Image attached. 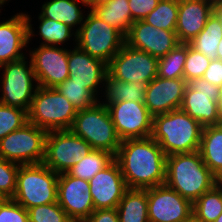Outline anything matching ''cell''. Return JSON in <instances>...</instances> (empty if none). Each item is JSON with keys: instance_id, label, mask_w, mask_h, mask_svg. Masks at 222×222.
Here are the masks:
<instances>
[{"instance_id": "cell-1", "label": "cell", "mask_w": 222, "mask_h": 222, "mask_svg": "<svg viewBox=\"0 0 222 222\" xmlns=\"http://www.w3.org/2000/svg\"><path fill=\"white\" fill-rule=\"evenodd\" d=\"M166 158L151 136L123 140L114 156L127 188L131 189H148L165 184Z\"/></svg>"}, {"instance_id": "cell-2", "label": "cell", "mask_w": 222, "mask_h": 222, "mask_svg": "<svg viewBox=\"0 0 222 222\" xmlns=\"http://www.w3.org/2000/svg\"><path fill=\"white\" fill-rule=\"evenodd\" d=\"M219 182L204 164L199 151L166 158L165 184L192 203Z\"/></svg>"}, {"instance_id": "cell-3", "label": "cell", "mask_w": 222, "mask_h": 222, "mask_svg": "<svg viewBox=\"0 0 222 222\" xmlns=\"http://www.w3.org/2000/svg\"><path fill=\"white\" fill-rule=\"evenodd\" d=\"M203 126L181 109L153 116L151 137L166 156L199 151Z\"/></svg>"}, {"instance_id": "cell-4", "label": "cell", "mask_w": 222, "mask_h": 222, "mask_svg": "<svg viewBox=\"0 0 222 222\" xmlns=\"http://www.w3.org/2000/svg\"><path fill=\"white\" fill-rule=\"evenodd\" d=\"M59 174L44 163L20 165L12 199L26 210L57 202Z\"/></svg>"}, {"instance_id": "cell-5", "label": "cell", "mask_w": 222, "mask_h": 222, "mask_svg": "<svg viewBox=\"0 0 222 222\" xmlns=\"http://www.w3.org/2000/svg\"><path fill=\"white\" fill-rule=\"evenodd\" d=\"M78 110L55 88L38 86L28 110V122L47 132L69 130Z\"/></svg>"}, {"instance_id": "cell-6", "label": "cell", "mask_w": 222, "mask_h": 222, "mask_svg": "<svg viewBox=\"0 0 222 222\" xmlns=\"http://www.w3.org/2000/svg\"><path fill=\"white\" fill-rule=\"evenodd\" d=\"M69 130L83 138L92 149L108 151L114 156L122 142L107 107L99 101L88 109L78 110Z\"/></svg>"}, {"instance_id": "cell-7", "label": "cell", "mask_w": 222, "mask_h": 222, "mask_svg": "<svg viewBox=\"0 0 222 222\" xmlns=\"http://www.w3.org/2000/svg\"><path fill=\"white\" fill-rule=\"evenodd\" d=\"M77 47L107 65L125 43V36L90 10L75 32Z\"/></svg>"}, {"instance_id": "cell-8", "label": "cell", "mask_w": 222, "mask_h": 222, "mask_svg": "<svg viewBox=\"0 0 222 222\" xmlns=\"http://www.w3.org/2000/svg\"><path fill=\"white\" fill-rule=\"evenodd\" d=\"M47 133L26 123L0 140V157L20 165L43 163Z\"/></svg>"}, {"instance_id": "cell-9", "label": "cell", "mask_w": 222, "mask_h": 222, "mask_svg": "<svg viewBox=\"0 0 222 222\" xmlns=\"http://www.w3.org/2000/svg\"><path fill=\"white\" fill-rule=\"evenodd\" d=\"M92 150L83 138L70 130L50 131L46 137L43 163L58 174L65 173Z\"/></svg>"}, {"instance_id": "cell-10", "label": "cell", "mask_w": 222, "mask_h": 222, "mask_svg": "<svg viewBox=\"0 0 222 222\" xmlns=\"http://www.w3.org/2000/svg\"><path fill=\"white\" fill-rule=\"evenodd\" d=\"M29 67L25 61V57L4 63L0 68L4 67L2 77V96L0 103L12 107H18L28 112L34 93L38 85L35 86L32 81L37 82L33 71L32 62L30 60Z\"/></svg>"}, {"instance_id": "cell-11", "label": "cell", "mask_w": 222, "mask_h": 222, "mask_svg": "<svg viewBox=\"0 0 222 222\" xmlns=\"http://www.w3.org/2000/svg\"><path fill=\"white\" fill-rule=\"evenodd\" d=\"M159 58L124 43L107 65L108 74L123 82L150 83L158 75Z\"/></svg>"}, {"instance_id": "cell-12", "label": "cell", "mask_w": 222, "mask_h": 222, "mask_svg": "<svg viewBox=\"0 0 222 222\" xmlns=\"http://www.w3.org/2000/svg\"><path fill=\"white\" fill-rule=\"evenodd\" d=\"M119 138H146L152 135L153 115L144 103L120 101L106 106Z\"/></svg>"}, {"instance_id": "cell-13", "label": "cell", "mask_w": 222, "mask_h": 222, "mask_svg": "<svg viewBox=\"0 0 222 222\" xmlns=\"http://www.w3.org/2000/svg\"><path fill=\"white\" fill-rule=\"evenodd\" d=\"M149 222H187L193 203L166 184L147 189Z\"/></svg>"}, {"instance_id": "cell-14", "label": "cell", "mask_w": 222, "mask_h": 222, "mask_svg": "<svg viewBox=\"0 0 222 222\" xmlns=\"http://www.w3.org/2000/svg\"><path fill=\"white\" fill-rule=\"evenodd\" d=\"M220 88L203 78L188 82L180 109L203 127L219 125L217 99Z\"/></svg>"}, {"instance_id": "cell-15", "label": "cell", "mask_w": 222, "mask_h": 222, "mask_svg": "<svg viewBox=\"0 0 222 222\" xmlns=\"http://www.w3.org/2000/svg\"><path fill=\"white\" fill-rule=\"evenodd\" d=\"M57 203L73 222H84L95 210L89 181L67 172L59 174Z\"/></svg>"}, {"instance_id": "cell-16", "label": "cell", "mask_w": 222, "mask_h": 222, "mask_svg": "<svg viewBox=\"0 0 222 222\" xmlns=\"http://www.w3.org/2000/svg\"><path fill=\"white\" fill-rule=\"evenodd\" d=\"M30 56L38 86L56 88L69 77L67 49L40 45Z\"/></svg>"}, {"instance_id": "cell-17", "label": "cell", "mask_w": 222, "mask_h": 222, "mask_svg": "<svg viewBox=\"0 0 222 222\" xmlns=\"http://www.w3.org/2000/svg\"><path fill=\"white\" fill-rule=\"evenodd\" d=\"M125 43L157 58L166 55L180 44L175 31L157 29L143 20L133 22L125 36Z\"/></svg>"}, {"instance_id": "cell-18", "label": "cell", "mask_w": 222, "mask_h": 222, "mask_svg": "<svg viewBox=\"0 0 222 222\" xmlns=\"http://www.w3.org/2000/svg\"><path fill=\"white\" fill-rule=\"evenodd\" d=\"M89 185L95 210L116 208L128 189L115 159L92 177Z\"/></svg>"}, {"instance_id": "cell-19", "label": "cell", "mask_w": 222, "mask_h": 222, "mask_svg": "<svg viewBox=\"0 0 222 222\" xmlns=\"http://www.w3.org/2000/svg\"><path fill=\"white\" fill-rule=\"evenodd\" d=\"M187 85L184 79L157 76L148 84L144 104L153 116L180 109Z\"/></svg>"}, {"instance_id": "cell-20", "label": "cell", "mask_w": 222, "mask_h": 222, "mask_svg": "<svg viewBox=\"0 0 222 222\" xmlns=\"http://www.w3.org/2000/svg\"><path fill=\"white\" fill-rule=\"evenodd\" d=\"M33 36L29 15L19 13L0 23V65L24 57L20 51Z\"/></svg>"}, {"instance_id": "cell-21", "label": "cell", "mask_w": 222, "mask_h": 222, "mask_svg": "<svg viewBox=\"0 0 222 222\" xmlns=\"http://www.w3.org/2000/svg\"><path fill=\"white\" fill-rule=\"evenodd\" d=\"M68 70L71 83L84 85L94 96L99 83L104 81L108 73L106 63L91 57L77 46L72 51L68 50Z\"/></svg>"}, {"instance_id": "cell-22", "label": "cell", "mask_w": 222, "mask_h": 222, "mask_svg": "<svg viewBox=\"0 0 222 222\" xmlns=\"http://www.w3.org/2000/svg\"><path fill=\"white\" fill-rule=\"evenodd\" d=\"M214 3L209 0H179L176 34L180 43H189L203 29L213 14Z\"/></svg>"}, {"instance_id": "cell-23", "label": "cell", "mask_w": 222, "mask_h": 222, "mask_svg": "<svg viewBox=\"0 0 222 222\" xmlns=\"http://www.w3.org/2000/svg\"><path fill=\"white\" fill-rule=\"evenodd\" d=\"M199 153L204 164L222 181V125L203 128Z\"/></svg>"}, {"instance_id": "cell-24", "label": "cell", "mask_w": 222, "mask_h": 222, "mask_svg": "<svg viewBox=\"0 0 222 222\" xmlns=\"http://www.w3.org/2000/svg\"><path fill=\"white\" fill-rule=\"evenodd\" d=\"M116 209L119 222H149L147 189L128 188Z\"/></svg>"}, {"instance_id": "cell-25", "label": "cell", "mask_w": 222, "mask_h": 222, "mask_svg": "<svg viewBox=\"0 0 222 222\" xmlns=\"http://www.w3.org/2000/svg\"><path fill=\"white\" fill-rule=\"evenodd\" d=\"M106 84V101L107 103H101L104 106H108L111 103L120 101H134L145 102V94L148 87V82H123L112 78L108 73L104 78Z\"/></svg>"}, {"instance_id": "cell-26", "label": "cell", "mask_w": 222, "mask_h": 222, "mask_svg": "<svg viewBox=\"0 0 222 222\" xmlns=\"http://www.w3.org/2000/svg\"><path fill=\"white\" fill-rule=\"evenodd\" d=\"M93 12L124 36L128 34L133 24L129 0H112L105 5L95 8Z\"/></svg>"}, {"instance_id": "cell-27", "label": "cell", "mask_w": 222, "mask_h": 222, "mask_svg": "<svg viewBox=\"0 0 222 222\" xmlns=\"http://www.w3.org/2000/svg\"><path fill=\"white\" fill-rule=\"evenodd\" d=\"M77 4L76 0H51L42 5L40 15L43 18L59 21L72 28L84 22L83 13Z\"/></svg>"}, {"instance_id": "cell-28", "label": "cell", "mask_w": 222, "mask_h": 222, "mask_svg": "<svg viewBox=\"0 0 222 222\" xmlns=\"http://www.w3.org/2000/svg\"><path fill=\"white\" fill-rule=\"evenodd\" d=\"M222 38V24L213 13L204 29L189 44L211 60L217 59V47Z\"/></svg>"}, {"instance_id": "cell-29", "label": "cell", "mask_w": 222, "mask_h": 222, "mask_svg": "<svg viewBox=\"0 0 222 222\" xmlns=\"http://www.w3.org/2000/svg\"><path fill=\"white\" fill-rule=\"evenodd\" d=\"M222 213V182L193 203V216L201 222H214Z\"/></svg>"}, {"instance_id": "cell-30", "label": "cell", "mask_w": 222, "mask_h": 222, "mask_svg": "<svg viewBox=\"0 0 222 222\" xmlns=\"http://www.w3.org/2000/svg\"><path fill=\"white\" fill-rule=\"evenodd\" d=\"M113 160L114 155L110 152L93 149L67 173L73 177L89 181L99 171L107 167Z\"/></svg>"}, {"instance_id": "cell-31", "label": "cell", "mask_w": 222, "mask_h": 222, "mask_svg": "<svg viewBox=\"0 0 222 222\" xmlns=\"http://www.w3.org/2000/svg\"><path fill=\"white\" fill-rule=\"evenodd\" d=\"M187 56V43H180L166 55L159 58L158 77L184 79V65Z\"/></svg>"}, {"instance_id": "cell-32", "label": "cell", "mask_w": 222, "mask_h": 222, "mask_svg": "<svg viewBox=\"0 0 222 222\" xmlns=\"http://www.w3.org/2000/svg\"><path fill=\"white\" fill-rule=\"evenodd\" d=\"M179 0H160L156 8L143 21L157 29L175 31L178 20Z\"/></svg>"}, {"instance_id": "cell-33", "label": "cell", "mask_w": 222, "mask_h": 222, "mask_svg": "<svg viewBox=\"0 0 222 222\" xmlns=\"http://www.w3.org/2000/svg\"><path fill=\"white\" fill-rule=\"evenodd\" d=\"M77 109H88L97 103L95 97L84 85L71 83L68 78L56 88Z\"/></svg>"}, {"instance_id": "cell-34", "label": "cell", "mask_w": 222, "mask_h": 222, "mask_svg": "<svg viewBox=\"0 0 222 222\" xmlns=\"http://www.w3.org/2000/svg\"><path fill=\"white\" fill-rule=\"evenodd\" d=\"M39 34L44 42L41 45H60L72 37V28L64 23L39 16Z\"/></svg>"}, {"instance_id": "cell-35", "label": "cell", "mask_w": 222, "mask_h": 222, "mask_svg": "<svg viewBox=\"0 0 222 222\" xmlns=\"http://www.w3.org/2000/svg\"><path fill=\"white\" fill-rule=\"evenodd\" d=\"M28 123V113L18 107L0 103V140Z\"/></svg>"}, {"instance_id": "cell-36", "label": "cell", "mask_w": 222, "mask_h": 222, "mask_svg": "<svg viewBox=\"0 0 222 222\" xmlns=\"http://www.w3.org/2000/svg\"><path fill=\"white\" fill-rule=\"evenodd\" d=\"M28 214L29 222H73L57 202L31 207Z\"/></svg>"}, {"instance_id": "cell-37", "label": "cell", "mask_w": 222, "mask_h": 222, "mask_svg": "<svg viewBox=\"0 0 222 222\" xmlns=\"http://www.w3.org/2000/svg\"><path fill=\"white\" fill-rule=\"evenodd\" d=\"M210 63V58L206 57L187 43L184 80L188 83L193 79L202 78Z\"/></svg>"}, {"instance_id": "cell-38", "label": "cell", "mask_w": 222, "mask_h": 222, "mask_svg": "<svg viewBox=\"0 0 222 222\" xmlns=\"http://www.w3.org/2000/svg\"><path fill=\"white\" fill-rule=\"evenodd\" d=\"M19 166L18 163L0 157V194L4 198L14 196Z\"/></svg>"}, {"instance_id": "cell-39", "label": "cell", "mask_w": 222, "mask_h": 222, "mask_svg": "<svg viewBox=\"0 0 222 222\" xmlns=\"http://www.w3.org/2000/svg\"><path fill=\"white\" fill-rule=\"evenodd\" d=\"M0 222H29L28 210L12 198L0 201Z\"/></svg>"}, {"instance_id": "cell-40", "label": "cell", "mask_w": 222, "mask_h": 222, "mask_svg": "<svg viewBox=\"0 0 222 222\" xmlns=\"http://www.w3.org/2000/svg\"><path fill=\"white\" fill-rule=\"evenodd\" d=\"M160 0H129L132 21L143 20L151 13Z\"/></svg>"}, {"instance_id": "cell-41", "label": "cell", "mask_w": 222, "mask_h": 222, "mask_svg": "<svg viewBox=\"0 0 222 222\" xmlns=\"http://www.w3.org/2000/svg\"><path fill=\"white\" fill-rule=\"evenodd\" d=\"M203 79L208 81L210 84L222 87V61L220 59L211 60L208 69L202 76Z\"/></svg>"}, {"instance_id": "cell-42", "label": "cell", "mask_w": 222, "mask_h": 222, "mask_svg": "<svg viewBox=\"0 0 222 222\" xmlns=\"http://www.w3.org/2000/svg\"><path fill=\"white\" fill-rule=\"evenodd\" d=\"M84 222H119L116 208L94 210Z\"/></svg>"}, {"instance_id": "cell-43", "label": "cell", "mask_w": 222, "mask_h": 222, "mask_svg": "<svg viewBox=\"0 0 222 222\" xmlns=\"http://www.w3.org/2000/svg\"><path fill=\"white\" fill-rule=\"evenodd\" d=\"M81 3H83L86 6L90 7V10L93 11L95 8L105 5L112 0H79Z\"/></svg>"}, {"instance_id": "cell-44", "label": "cell", "mask_w": 222, "mask_h": 222, "mask_svg": "<svg viewBox=\"0 0 222 222\" xmlns=\"http://www.w3.org/2000/svg\"><path fill=\"white\" fill-rule=\"evenodd\" d=\"M213 13L217 16L222 24V0L214 3Z\"/></svg>"}, {"instance_id": "cell-45", "label": "cell", "mask_w": 222, "mask_h": 222, "mask_svg": "<svg viewBox=\"0 0 222 222\" xmlns=\"http://www.w3.org/2000/svg\"><path fill=\"white\" fill-rule=\"evenodd\" d=\"M217 113L219 118V125H222V87L220 88L219 97L217 99Z\"/></svg>"}, {"instance_id": "cell-46", "label": "cell", "mask_w": 222, "mask_h": 222, "mask_svg": "<svg viewBox=\"0 0 222 222\" xmlns=\"http://www.w3.org/2000/svg\"><path fill=\"white\" fill-rule=\"evenodd\" d=\"M217 59H220L222 61V38L220 39L217 47Z\"/></svg>"}, {"instance_id": "cell-47", "label": "cell", "mask_w": 222, "mask_h": 222, "mask_svg": "<svg viewBox=\"0 0 222 222\" xmlns=\"http://www.w3.org/2000/svg\"><path fill=\"white\" fill-rule=\"evenodd\" d=\"M187 222H201L197 220L194 216H192Z\"/></svg>"}, {"instance_id": "cell-48", "label": "cell", "mask_w": 222, "mask_h": 222, "mask_svg": "<svg viewBox=\"0 0 222 222\" xmlns=\"http://www.w3.org/2000/svg\"><path fill=\"white\" fill-rule=\"evenodd\" d=\"M214 222H222V213L218 216V218Z\"/></svg>"}, {"instance_id": "cell-49", "label": "cell", "mask_w": 222, "mask_h": 222, "mask_svg": "<svg viewBox=\"0 0 222 222\" xmlns=\"http://www.w3.org/2000/svg\"><path fill=\"white\" fill-rule=\"evenodd\" d=\"M7 0H0V7H1V5H3L4 4V2H6Z\"/></svg>"}, {"instance_id": "cell-50", "label": "cell", "mask_w": 222, "mask_h": 222, "mask_svg": "<svg viewBox=\"0 0 222 222\" xmlns=\"http://www.w3.org/2000/svg\"><path fill=\"white\" fill-rule=\"evenodd\" d=\"M5 198L0 194V201L4 200Z\"/></svg>"}, {"instance_id": "cell-51", "label": "cell", "mask_w": 222, "mask_h": 222, "mask_svg": "<svg viewBox=\"0 0 222 222\" xmlns=\"http://www.w3.org/2000/svg\"><path fill=\"white\" fill-rule=\"evenodd\" d=\"M209 1H211L212 3H215V2L220 1V0H209Z\"/></svg>"}]
</instances>
